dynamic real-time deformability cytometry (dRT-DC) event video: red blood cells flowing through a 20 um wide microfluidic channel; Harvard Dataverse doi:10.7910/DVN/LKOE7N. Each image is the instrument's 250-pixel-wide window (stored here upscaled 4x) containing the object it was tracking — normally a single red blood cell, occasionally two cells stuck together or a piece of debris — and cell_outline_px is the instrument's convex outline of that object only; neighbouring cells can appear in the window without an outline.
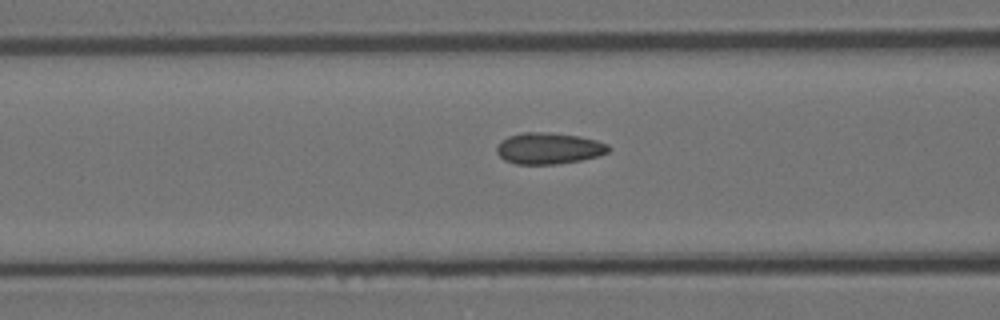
{"species": "Egyptian fruit bat (a non-hibernating species)", "species_latin": "Rousettus aegyptiacus", "temperature_condition": "room temperature", "stored_images_in_passage": 15, "camera_frame_rate_fps": 3000, "um_per_image_px": 0.085, "animal": {"sex": "female"}, "frame": {"image": 1, "passage_image": 13, "time_ms": 4.0, "image_size_px": [1000, 320], "cell_outline_px": [[612, 148], [608, 152], [600, 156], [580, 160], [556, 164], [516, 164], [504, 160], [496, 152], [496, 148], [500, 140], [508, 136], [524, 132], [552, 132], [580, 136], [596, 140], [608, 144]], "centroid_in_image_um": [46.65, 12.6], "position_along_channel_um": 119.9, "area_um2": 20.69}}